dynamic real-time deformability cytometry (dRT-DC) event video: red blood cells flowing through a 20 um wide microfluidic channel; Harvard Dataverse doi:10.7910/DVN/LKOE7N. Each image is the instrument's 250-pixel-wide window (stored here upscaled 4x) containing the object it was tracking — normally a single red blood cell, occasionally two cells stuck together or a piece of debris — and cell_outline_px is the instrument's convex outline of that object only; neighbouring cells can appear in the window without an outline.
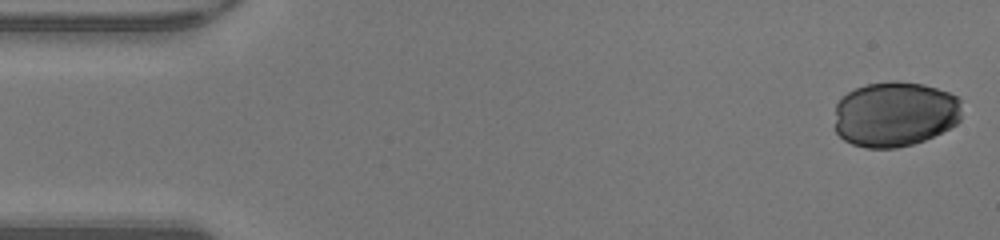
{"species": "human", "species_latin": "Homo sapiens", "temperature_condition": "warm", "stored_images_in_passage": 40, "camera_frame_rate_fps": 3000, "um_per_image_px": 0.085, "donor": {"sex": "male"}, "frame": {"image": 1, "passage_image": 1, "time_ms": 0.0, "image_size_px": [1000, 240], "cell_outline_px": [[960, 120], [956, 124], [924, 140], [912, 144], [896, 148], [868, 148], [852, 144], [844, 140], [836, 132], [836, 104], [848, 92], [856, 88], [868, 84], [896, 80], [924, 84], [948, 92], [956, 96], [960, 100]], "centroid_in_image_um": [76.07, 9.7], "position_along_channel_um": 8.9, "area_um2": 48.26}}
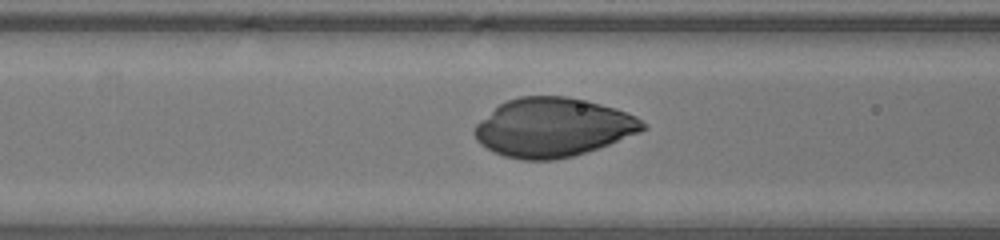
{"frame": {"image": 2, "passage_image": 18, "time_ms": 5.667, "image_size_px": [1000, 240], "cell_outline_px": [[648, 128], [640, 132], [608, 144], [572, 156], [552, 160], [520, 160], [504, 156], [492, 152], [480, 144], [476, 140], [472, 132], [476, 124], [480, 120], [500, 104], [508, 100], [520, 96], [568, 96], [588, 100], [616, 108], [636, 116], [648, 124]], "centroid_in_image_um": [46.99, 10.82], "position_along_channel_um": 119.6, "area_um2": 57.86}}
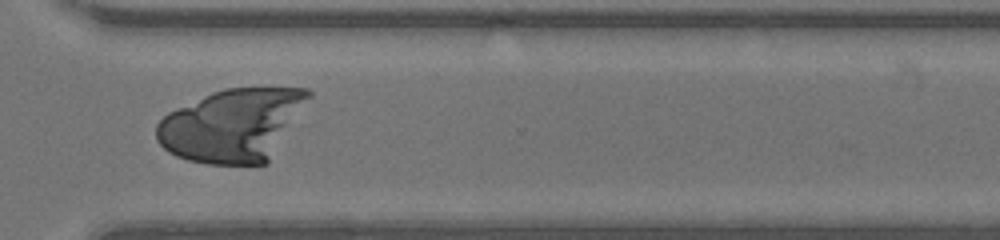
{"frame": {"image": 3, "passage_image": 34, "time_ms": 11.0, "image_size_px": [1000, 240], "cell_outline_px": [[312, 96], [268, 164], [208, 164], [188, 160], [176, 156], [168, 152], [156, 140], [156, 124], [168, 112], [212, 92], [224, 88], [308, 88], [312, 92]], "centroid_in_image_um": [19.77, 10.63], "position_along_channel_um": 350.8, "area_um2": 64.62}}